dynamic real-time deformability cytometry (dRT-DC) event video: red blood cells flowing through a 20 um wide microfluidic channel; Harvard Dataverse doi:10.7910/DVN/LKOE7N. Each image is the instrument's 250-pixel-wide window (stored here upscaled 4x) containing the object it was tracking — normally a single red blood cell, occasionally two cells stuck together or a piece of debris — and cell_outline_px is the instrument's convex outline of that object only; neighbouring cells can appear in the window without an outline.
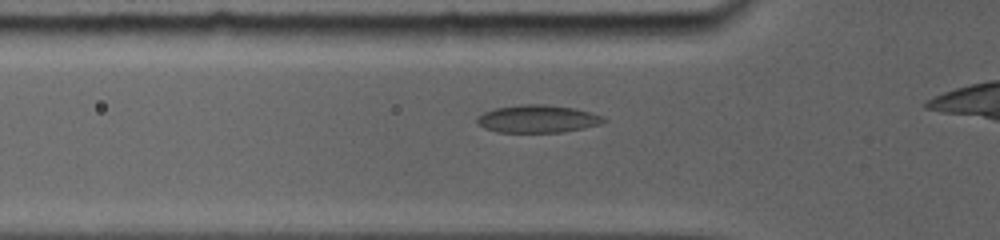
{"species": "common noctule bat (a hibernating species)", "species_latin": "Nyctalus noctula", "temperature_condition": "room temperature", "stored_images_in_passage": 6, "camera_frame_rate_fps": 5000, "um_per_image_px": 0.085, "animal": {"sex": "female", "body_mass_g": 19.0, "forearm_length_mm": 56.7}, "frame": {"image": 1, "passage_image": 4, "time_ms": 2.2, "image_size_px": [1000, 240], "cell_outline_px": [[608, 120], [596, 124], [580, 128], [560, 132], [500, 132], [488, 128], [480, 124], [476, 120], [476, 116], [484, 112], [496, 108], [520, 104], [544, 104], [576, 108], [600, 116]], "centroid_in_image_um": [45.65, 10.08], "position_along_channel_um": 80.1, "area_um2": 19.94}}
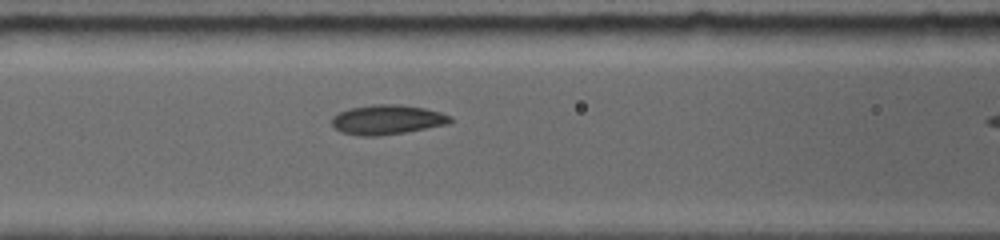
{"frame": {"image": 2, "passage_image": 6, "time_ms": 3.6, "image_size_px": [1000, 240], "cell_outline_px": [[452, 120], [444, 124], [404, 132], [372, 136], [364, 136], [344, 132], [336, 128], [332, 124], [332, 116], [348, 108], [372, 104], [396, 104], [424, 108], [440, 112], [452, 116]], "centroid_in_image_um": [32.88, 10.15], "position_along_channel_um": 133.7, "area_um2": 20.0}}